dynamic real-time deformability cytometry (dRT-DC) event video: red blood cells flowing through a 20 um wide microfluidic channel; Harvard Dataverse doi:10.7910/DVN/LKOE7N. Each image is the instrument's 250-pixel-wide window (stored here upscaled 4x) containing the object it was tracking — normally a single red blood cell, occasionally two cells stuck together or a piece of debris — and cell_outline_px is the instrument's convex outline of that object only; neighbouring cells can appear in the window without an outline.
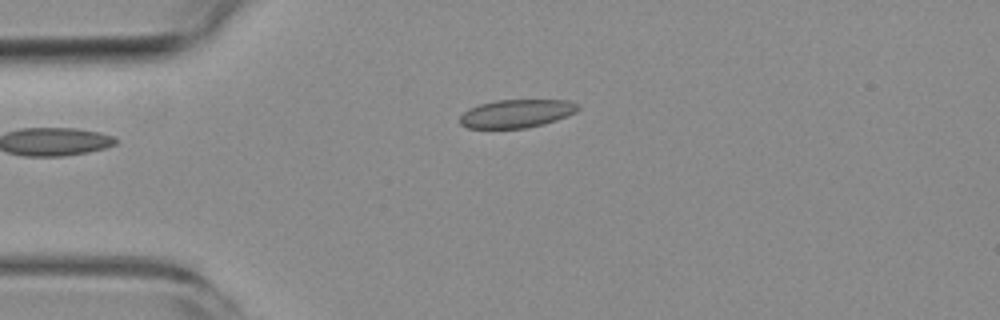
{"species": "common noctule bat (a hibernating species)", "species_latin": "Nyctalus noctula", "temperature_condition": "room temperature", "stored_images_in_passage": 3, "camera_frame_rate_fps": 3000, "um_per_image_px": 0.085, "animal": {"sex": "female", "body_mass_g": 19.3, "forearm_length_mm": 54.1}, "frame": {"image": 1, "passage_image": 3, "time_ms": 2.333, "image_size_px": [1000, 320], "cell_outline_px": [[580, 108], [576, 112], [568, 116], [544, 124], [524, 128], [468, 128], [460, 124], [460, 116], [468, 108], [480, 104], [496, 100], [568, 100], [580, 104]], "centroid_in_image_um": [43.93, 9.64], "position_along_channel_um": 41.1, "area_um2": 19.54}}